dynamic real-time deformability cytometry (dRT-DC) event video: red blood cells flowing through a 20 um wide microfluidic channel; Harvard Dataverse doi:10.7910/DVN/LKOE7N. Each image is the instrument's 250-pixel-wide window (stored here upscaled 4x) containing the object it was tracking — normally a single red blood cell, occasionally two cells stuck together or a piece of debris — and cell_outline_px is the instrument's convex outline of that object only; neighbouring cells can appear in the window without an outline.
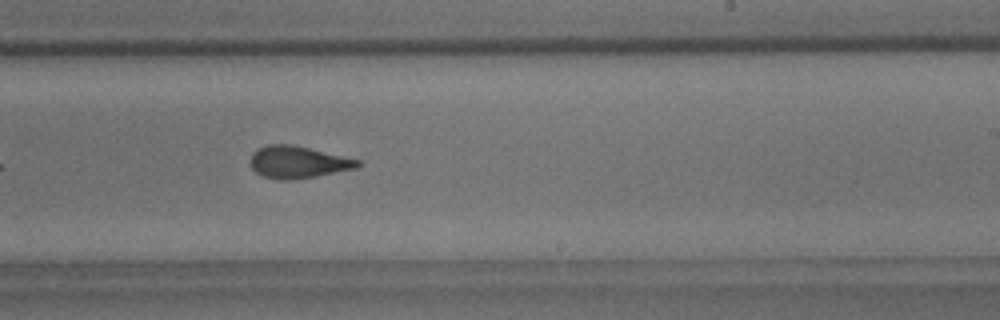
{"species": "common noctule bat (a hibernating species)", "species_latin": "Nyctalus noctula", "temperature_condition": "room temperature", "stored_images_in_passage": 9, "camera_frame_rate_fps": 3000, "um_per_image_px": 0.085, "animal": {"sex": "male", "body_mass_g": 18.8}, "frame": {"image": 1, "passage_image": 9, "time_ms": 9.0, "image_size_px": [1000, 320], "cell_outline_px": [[360, 164], [356, 168], [316, 176], [292, 180], [280, 180], [264, 176], [256, 172], [252, 168], [252, 152], [256, 148], [268, 144], [288, 144], [308, 148], [360, 160]], "centroid_in_image_um": [25.3, 13.78], "position_along_channel_um": 263.7, "area_um2": 19.77}}